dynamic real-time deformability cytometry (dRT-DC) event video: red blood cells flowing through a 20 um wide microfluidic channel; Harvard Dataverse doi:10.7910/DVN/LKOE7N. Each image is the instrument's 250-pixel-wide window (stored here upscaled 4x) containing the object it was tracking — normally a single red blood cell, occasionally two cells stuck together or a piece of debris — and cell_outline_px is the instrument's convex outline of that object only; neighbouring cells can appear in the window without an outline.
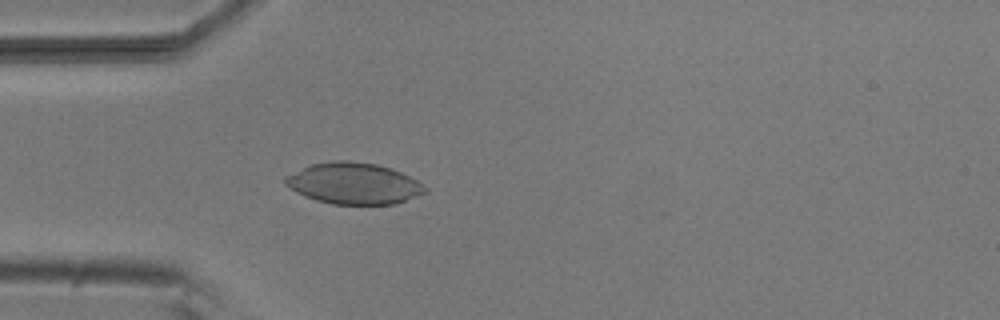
{"species": "common noctule bat (a hibernating species)", "species_latin": "Nyctalus noctula", "temperature_condition": "room temperature", "stored_images_in_passage": 52, "camera_frame_rate_fps": 3000, "um_per_image_px": 0.085, "animal": {"sex": "male", "body_mass_g": 20.5, "forearm_length_mm": 52.5}, "frame": {"image": 1, "passage_image": 15, "time_ms": 4.667, "image_size_px": [1000, 320], "cell_outline_px": [[428, 192], [396, 204], [332, 204], [316, 200], [304, 196], [296, 192], [284, 184], [284, 176], [312, 164], [332, 160], [348, 160], [376, 164], [392, 168], [424, 184], [428, 188]], "centroid_in_image_um": [30.08, 15.59], "position_along_channel_um": 54.9, "area_um2": 33.81}}
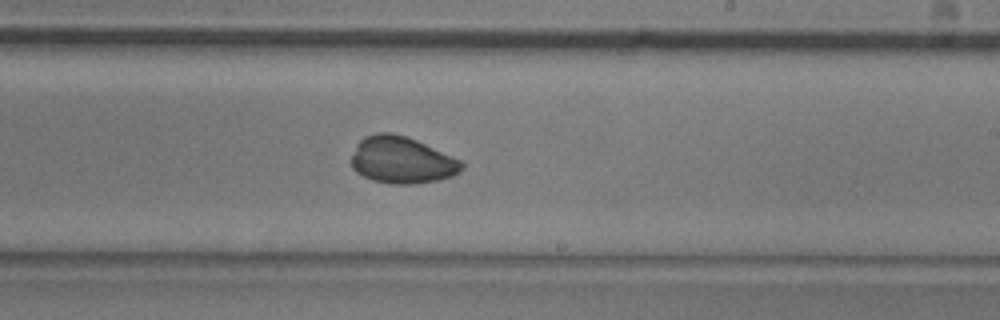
{"frame": {"image": 2, "passage_image": 31, "time_ms": 10.0, "image_size_px": [1000, 320], "cell_outline_px": [[464, 168], [460, 172], [452, 176], [440, 180], [412, 184], [392, 184], [372, 180], [356, 172], [352, 168], [352, 156], [356, 144], [364, 136], [376, 132], [392, 132], [408, 136], [464, 160]], "centroid_in_image_um": [34.2, 13.59], "position_along_channel_um": 254.8, "area_um2": 30.69}}
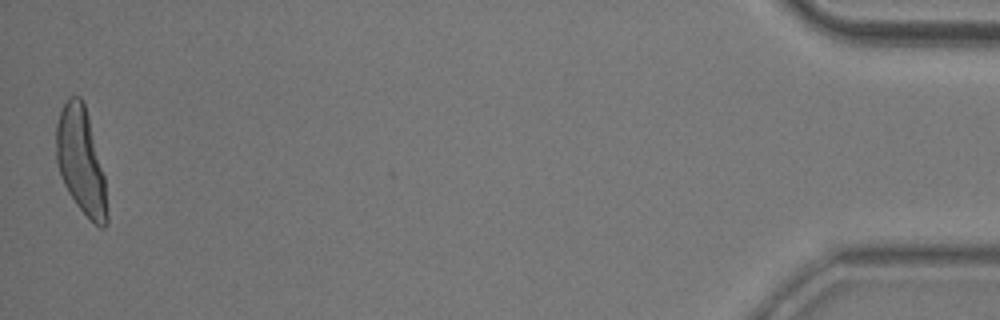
{"frame": {"image": 3, "passage_image": 52, "time_ms": 17.0, "image_size_px": [1000, 320], "cell_outline_px": [[108, 224], [104, 228], [100, 228], [76, 204], [68, 192], [64, 184], [56, 160], [56, 124], [60, 112], [68, 96], [80, 96], [84, 104], [88, 116], [104, 176], [108, 216]], "centroid_in_image_um": [6.88, 13.69], "position_along_channel_um": 428.3, "area_um2": 31.04}}